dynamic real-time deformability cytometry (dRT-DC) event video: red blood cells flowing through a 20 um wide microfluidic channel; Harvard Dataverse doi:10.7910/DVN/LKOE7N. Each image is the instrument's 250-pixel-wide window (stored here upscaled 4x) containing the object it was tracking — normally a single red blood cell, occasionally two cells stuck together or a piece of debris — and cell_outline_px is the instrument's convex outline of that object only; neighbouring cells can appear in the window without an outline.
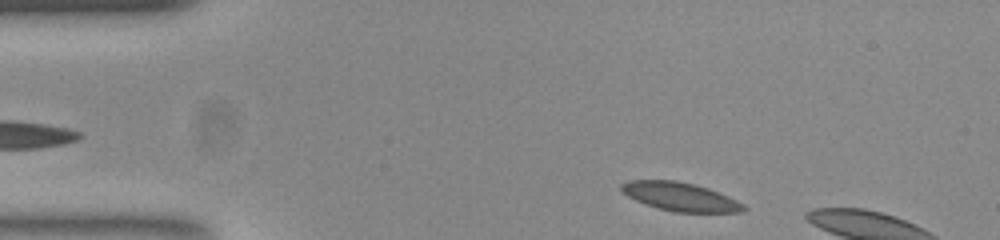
{"species": "common noctule bat (a hibernating species)", "species_latin": "Nyctalus noctula", "temperature_condition": "room temperature", "stored_images_in_passage": 6, "camera_frame_rate_fps": 3000, "um_per_image_px": 0.085, "animal": {"sex": "female", "body_mass_g": 23.0, "forearm_length_mm": 53.4}, "frame": {"image": 1, "passage_image": 2, "time_ms": 0.333, "image_size_px": [1000, 240], "cell_outline_px": [[748, 208], [744, 212], [676, 212], [660, 208], [636, 200], [628, 196], [620, 188], [620, 184], [628, 180], [676, 180], [708, 188], [736, 200], [744, 204]], "centroid_in_image_um": [57.84, 16.71], "position_along_channel_um": 27.2, "area_um2": 20.06}}